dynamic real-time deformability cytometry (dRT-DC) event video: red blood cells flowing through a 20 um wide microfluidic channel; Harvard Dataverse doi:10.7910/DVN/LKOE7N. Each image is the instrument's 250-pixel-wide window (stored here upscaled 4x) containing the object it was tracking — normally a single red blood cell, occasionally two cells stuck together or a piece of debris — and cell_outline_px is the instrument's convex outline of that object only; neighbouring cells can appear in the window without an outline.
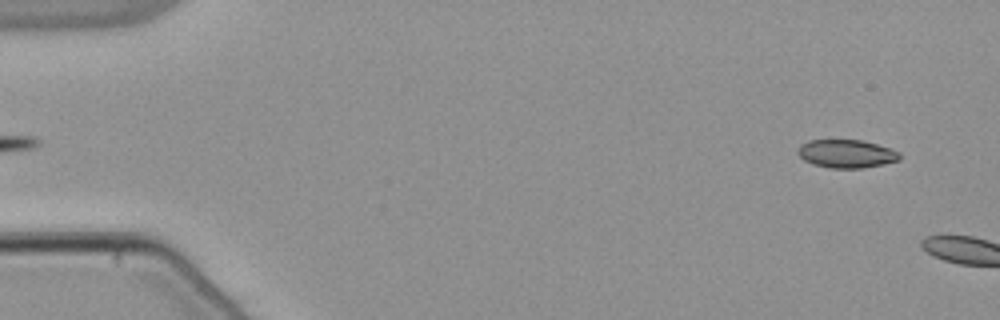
{"species": "common noctule bat (a hibernating species)", "species_latin": "Nyctalus noctula", "temperature_condition": "warm", "stored_images_in_passage": 5, "camera_frame_rate_fps": 3000, "um_per_image_px": 0.085, "animal": {"sex": "male", "body_mass_g": 21.5, "forearm_length_mm": 52.0}, "frame": {"image": 1, "passage_image": 2, "time_ms": 0.333, "image_size_px": [1000, 320], "cell_outline_px": [[900, 160], [884, 164], [864, 168], [828, 168], [812, 164], [804, 160], [796, 152], [796, 148], [800, 144], [808, 140], [860, 140], [876, 144], [900, 152]], "centroid_in_image_um": [71.91, 13.07], "position_along_channel_um": 13.1, "area_um2": 16.88}}